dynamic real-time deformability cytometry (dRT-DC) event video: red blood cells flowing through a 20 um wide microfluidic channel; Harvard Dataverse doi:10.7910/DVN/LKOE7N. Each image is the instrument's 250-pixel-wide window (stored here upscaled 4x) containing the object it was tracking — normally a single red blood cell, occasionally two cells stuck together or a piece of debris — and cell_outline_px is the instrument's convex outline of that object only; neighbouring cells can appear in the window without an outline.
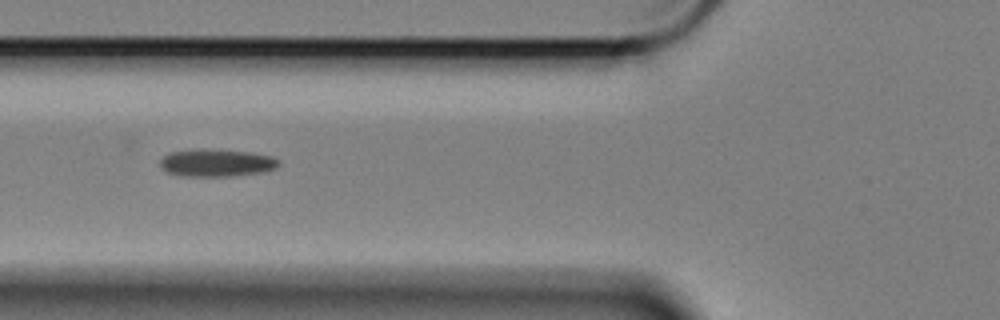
{"species": "Egyptian fruit bat (a non-hibernating species)", "species_latin": "Rousettus aegyptiacus", "temperature_condition": "cold", "stored_images_in_passage": 18, "camera_frame_rate_fps": 3000, "um_per_image_px": 0.085, "animal": {"sex": "female"}, "frame": {"image": 1, "passage_image": 8, "time_ms": 2.333, "image_size_px": [1000, 320], "cell_outline_px": [[280, 164], [276, 168], [260, 172], [236, 176], [180, 176], [164, 172], [160, 168], [160, 160], [164, 156], [172, 152], [196, 148], [208, 148], [248, 152], [272, 156]], "centroid_in_image_um": [18.34, 13.84], "position_along_channel_um": 107.5, "area_um2": 19.25}}
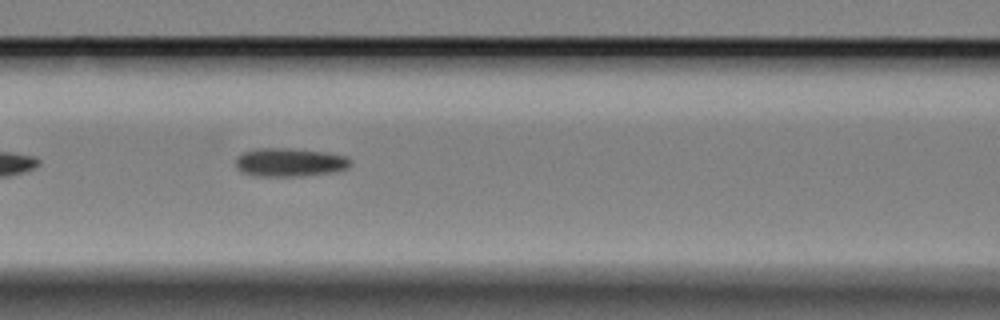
{"frame": {"image": 2, "passage_image": 11, "time_ms": 3.333, "image_size_px": [1000, 320], "cell_outline_px": [[352, 164], [348, 168], [336, 172], [304, 176], [252, 176], [240, 172], [236, 168], [236, 160], [244, 152], [256, 148], [292, 148], [328, 152], [348, 156], [352, 160]], "centroid_in_image_um": [24.68, 13.8], "position_along_channel_um": 141.9, "area_um2": 19.54}}